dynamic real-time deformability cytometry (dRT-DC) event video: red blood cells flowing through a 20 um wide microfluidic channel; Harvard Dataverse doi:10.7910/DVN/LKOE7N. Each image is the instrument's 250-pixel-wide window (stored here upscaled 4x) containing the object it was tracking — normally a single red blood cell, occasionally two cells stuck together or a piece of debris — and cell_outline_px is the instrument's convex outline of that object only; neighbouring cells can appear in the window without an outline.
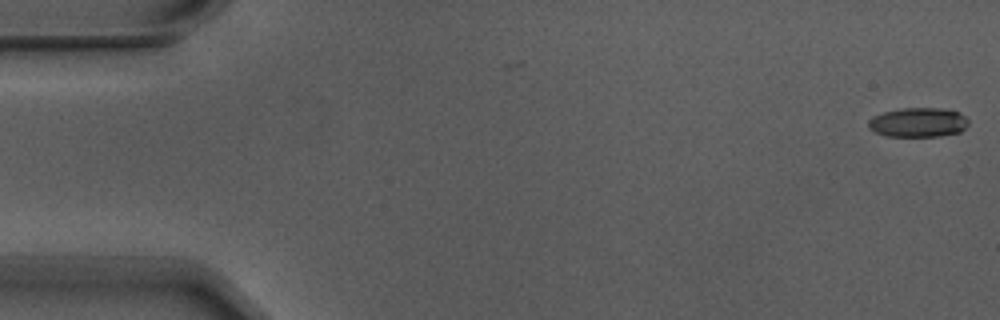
{"species": "Egyptian fruit bat (a non-hibernating species)", "species_latin": "Rousettus aegyptiacus", "temperature_condition": "warm", "stored_images_in_passage": 10, "camera_frame_rate_fps": 3000, "um_per_image_px": 0.085, "animal": {"sex": "male"}, "frame": {"image": 1, "passage_image": 1, "time_ms": 0.0, "image_size_px": [1000, 320], "cell_outline_px": [[968, 124], [960, 132], [940, 136], [888, 136], [876, 132], [868, 128], [868, 120], [872, 116], [884, 112], [900, 108], [940, 108], [960, 112], [968, 120]], "centroid_in_image_um": [78.03, 10.4], "position_along_channel_um": 7.0, "area_um2": 17.17}}
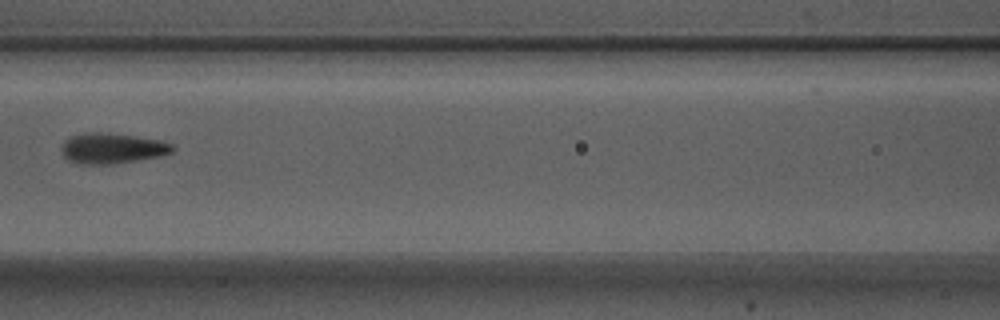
{"frame": {"image": 2, "passage_image": 7, "time_ms": 2.0, "image_size_px": [1000, 320], "cell_outline_px": [[176, 148], [172, 152], [160, 156], [116, 164], [76, 164], [68, 160], [64, 156], [60, 148], [64, 140], [68, 136], [84, 132], [108, 132], [160, 140], [172, 144]], "centroid_in_image_um": [9.49, 12.6], "position_along_channel_um": 157.1, "area_um2": 20.11}}
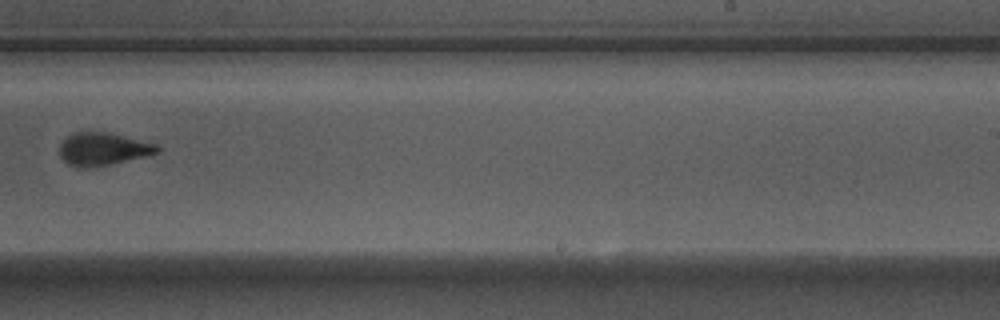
{"frame": {"image": 3, "passage_image": 10, "time_ms": 3.0, "image_size_px": [1000, 320], "cell_outline_px": [[160, 152], [112, 164], [84, 168], [68, 164], [60, 156], [60, 144], [72, 132], [104, 132], [156, 144], [160, 148]], "centroid_in_image_um": [8.73, 12.67], "position_along_channel_um": 280.3, "area_um2": 18.26}}